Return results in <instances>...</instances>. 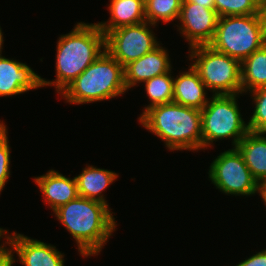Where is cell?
Here are the masks:
<instances>
[{
	"label": "cell",
	"instance_id": "cell-1",
	"mask_svg": "<svg viewBox=\"0 0 266 266\" xmlns=\"http://www.w3.org/2000/svg\"><path fill=\"white\" fill-rule=\"evenodd\" d=\"M108 205L78 196L54 211L56 219L76 241L83 257L98 255L116 231V220Z\"/></svg>",
	"mask_w": 266,
	"mask_h": 266
},
{
	"label": "cell",
	"instance_id": "cell-2",
	"mask_svg": "<svg viewBox=\"0 0 266 266\" xmlns=\"http://www.w3.org/2000/svg\"><path fill=\"white\" fill-rule=\"evenodd\" d=\"M56 47V79L41 81L42 87L54 86L60 94L106 50L105 34L97 23L77 22L69 33L58 38Z\"/></svg>",
	"mask_w": 266,
	"mask_h": 266
},
{
	"label": "cell",
	"instance_id": "cell-3",
	"mask_svg": "<svg viewBox=\"0 0 266 266\" xmlns=\"http://www.w3.org/2000/svg\"><path fill=\"white\" fill-rule=\"evenodd\" d=\"M171 151L202 150L201 110L170 102L148 109L139 119Z\"/></svg>",
	"mask_w": 266,
	"mask_h": 266
},
{
	"label": "cell",
	"instance_id": "cell-4",
	"mask_svg": "<svg viewBox=\"0 0 266 266\" xmlns=\"http://www.w3.org/2000/svg\"><path fill=\"white\" fill-rule=\"evenodd\" d=\"M124 67L106 50L59 95L69 104L104 101L123 95Z\"/></svg>",
	"mask_w": 266,
	"mask_h": 266
},
{
	"label": "cell",
	"instance_id": "cell-5",
	"mask_svg": "<svg viewBox=\"0 0 266 266\" xmlns=\"http://www.w3.org/2000/svg\"><path fill=\"white\" fill-rule=\"evenodd\" d=\"M266 44L264 14L219 17L212 49L240 62Z\"/></svg>",
	"mask_w": 266,
	"mask_h": 266
},
{
	"label": "cell",
	"instance_id": "cell-6",
	"mask_svg": "<svg viewBox=\"0 0 266 266\" xmlns=\"http://www.w3.org/2000/svg\"><path fill=\"white\" fill-rule=\"evenodd\" d=\"M240 95L222 94L209 98L201 110L202 150L211 148L214 141L227 138H231L232 147H236L249 132L237 103Z\"/></svg>",
	"mask_w": 266,
	"mask_h": 266
},
{
	"label": "cell",
	"instance_id": "cell-7",
	"mask_svg": "<svg viewBox=\"0 0 266 266\" xmlns=\"http://www.w3.org/2000/svg\"><path fill=\"white\" fill-rule=\"evenodd\" d=\"M188 55L190 64L212 95L242 94L240 61L209 45L191 47Z\"/></svg>",
	"mask_w": 266,
	"mask_h": 266
},
{
	"label": "cell",
	"instance_id": "cell-8",
	"mask_svg": "<svg viewBox=\"0 0 266 266\" xmlns=\"http://www.w3.org/2000/svg\"><path fill=\"white\" fill-rule=\"evenodd\" d=\"M208 178L216 189L227 195L260 194L261 186L254 179L236 147L221 152L210 164Z\"/></svg>",
	"mask_w": 266,
	"mask_h": 266
},
{
	"label": "cell",
	"instance_id": "cell-9",
	"mask_svg": "<svg viewBox=\"0 0 266 266\" xmlns=\"http://www.w3.org/2000/svg\"><path fill=\"white\" fill-rule=\"evenodd\" d=\"M145 21L137 25L122 26L105 35V49L123 67L161 45Z\"/></svg>",
	"mask_w": 266,
	"mask_h": 266
},
{
	"label": "cell",
	"instance_id": "cell-10",
	"mask_svg": "<svg viewBox=\"0 0 266 266\" xmlns=\"http://www.w3.org/2000/svg\"><path fill=\"white\" fill-rule=\"evenodd\" d=\"M218 18L215 9L182 0L177 29L188 41L189 48L208 45L214 37Z\"/></svg>",
	"mask_w": 266,
	"mask_h": 266
},
{
	"label": "cell",
	"instance_id": "cell-11",
	"mask_svg": "<svg viewBox=\"0 0 266 266\" xmlns=\"http://www.w3.org/2000/svg\"><path fill=\"white\" fill-rule=\"evenodd\" d=\"M8 234V235H7ZM0 238L18 256L16 262L24 266H65L64 255L56 246L32 239L24 234L12 232L0 227Z\"/></svg>",
	"mask_w": 266,
	"mask_h": 266
},
{
	"label": "cell",
	"instance_id": "cell-12",
	"mask_svg": "<svg viewBox=\"0 0 266 266\" xmlns=\"http://www.w3.org/2000/svg\"><path fill=\"white\" fill-rule=\"evenodd\" d=\"M41 76L26 63L0 56V97H10L42 87Z\"/></svg>",
	"mask_w": 266,
	"mask_h": 266
},
{
	"label": "cell",
	"instance_id": "cell-13",
	"mask_svg": "<svg viewBox=\"0 0 266 266\" xmlns=\"http://www.w3.org/2000/svg\"><path fill=\"white\" fill-rule=\"evenodd\" d=\"M167 49L162 46L130 62L124 67V84L128 90L144 83L148 79L172 71V65Z\"/></svg>",
	"mask_w": 266,
	"mask_h": 266
},
{
	"label": "cell",
	"instance_id": "cell-14",
	"mask_svg": "<svg viewBox=\"0 0 266 266\" xmlns=\"http://www.w3.org/2000/svg\"><path fill=\"white\" fill-rule=\"evenodd\" d=\"M33 179L42 192L44 204L47 203L53 212L79 196L75 177H66L58 170L51 169Z\"/></svg>",
	"mask_w": 266,
	"mask_h": 266
},
{
	"label": "cell",
	"instance_id": "cell-15",
	"mask_svg": "<svg viewBox=\"0 0 266 266\" xmlns=\"http://www.w3.org/2000/svg\"><path fill=\"white\" fill-rule=\"evenodd\" d=\"M206 94L207 88L191 64L187 71L174 77L173 102L202 110L209 100Z\"/></svg>",
	"mask_w": 266,
	"mask_h": 266
},
{
	"label": "cell",
	"instance_id": "cell-16",
	"mask_svg": "<svg viewBox=\"0 0 266 266\" xmlns=\"http://www.w3.org/2000/svg\"><path fill=\"white\" fill-rule=\"evenodd\" d=\"M236 148L258 184H266V133L249 131Z\"/></svg>",
	"mask_w": 266,
	"mask_h": 266
},
{
	"label": "cell",
	"instance_id": "cell-17",
	"mask_svg": "<svg viewBox=\"0 0 266 266\" xmlns=\"http://www.w3.org/2000/svg\"><path fill=\"white\" fill-rule=\"evenodd\" d=\"M107 9L110 15L109 21L97 23L105 35L116 28L146 21L143 0H110Z\"/></svg>",
	"mask_w": 266,
	"mask_h": 266
},
{
	"label": "cell",
	"instance_id": "cell-18",
	"mask_svg": "<svg viewBox=\"0 0 266 266\" xmlns=\"http://www.w3.org/2000/svg\"><path fill=\"white\" fill-rule=\"evenodd\" d=\"M118 175L116 172L108 169L87 165L78 176H75L78 195L109 206L103 191L116 181L119 177Z\"/></svg>",
	"mask_w": 266,
	"mask_h": 266
},
{
	"label": "cell",
	"instance_id": "cell-19",
	"mask_svg": "<svg viewBox=\"0 0 266 266\" xmlns=\"http://www.w3.org/2000/svg\"><path fill=\"white\" fill-rule=\"evenodd\" d=\"M266 86V44L241 62L242 94Z\"/></svg>",
	"mask_w": 266,
	"mask_h": 266
},
{
	"label": "cell",
	"instance_id": "cell-20",
	"mask_svg": "<svg viewBox=\"0 0 266 266\" xmlns=\"http://www.w3.org/2000/svg\"><path fill=\"white\" fill-rule=\"evenodd\" d=\"M171 73L170 71L144 82L145 93L150 103L147 106L145 105L138 119L151 107L173 102L174 77Z\"/></svg>",
	"mask_w": 266,
	"mask_h": 266
},
{
	"label": "cell",
	"instance_id": "cell-21",
	"mask_svg": "<svg viewBox=\"0 0 266 266\" xmlns=\"http://www.w3.org/2000/svg\"><path fill=\"white\" fill-rule=\"evenodd\" d=\"M182 0H147L145 1V18L150 24L178 20Z\"/></svg>",
	"mask_w": 266,
	"mask_h": 266
},
{
	"label": "cell",
	"instance_id": "cell-22",
	"mask_svg": "<svg viewBox=\"0 0 266 266\" xmlns=\"http://www.w3.org/2000/svg\"><path fill=\"white\" fill-rule=\"evenodd\" d=\"M214 3L219 17L263 14L260 0H214Z\"/></svg>",
	"mask_w": 266,
	"mask_h": 266
},
{
	"label": "cell",
	"instance_id": "cell-23",
	"mask_svg": "<svg viewBox=\"0 0 266 266\" xmlns=\"http://www.w3.org/2000/svg\"><path fill=\"white\" fill-rule=\"evenodd\" d=\"M252 104L255 107L249 118L248 127L250 132L266 133V86L250 91Z\"/></svg>",
	"mask_w": 266,
	"mask_h": 266
},
{
	"label": "cell",
	"instance_id": "cell-24",
	"mask_svg": "<svg viewBox=\"0 0 266 266\" xmlns=\"http://www.w3.org/2000/svg\"><path fill=\"white\" fill-rule=\"evenodd\" d=\"M7 126L0 120V194L10 177V145Z\"/></svg>",
	"mask_w": 266,
	"mask_h": 266
},
{
	"label": "cell",
	"instance_id": "cell-25",
	"mask_svg": "<svg viewBox=\"0 0 266 266\" xmlns=\"http://www.w3.org/2000/svg\"><path fill=\"white\" fill-rule=\"evenodd\" d=\"M235 266H266V249L256 252Z\"/></svg>",
	"mask_w": 266,
	"mask_h": 266
},
{
	"label": "cell",
	"instance_id": "cell-26",
	"mask_svg": "<svg viewBox=\"0 0 266 266\" xmlns=\"http://www.w3.org/2000/svg\"><path fill=\"white\" fill-rule=\"evenodd\" d=\"M13 256H15L14 252L10 249V247H7L6 243L3 241L0 245V266H13L16 261Z\"/></svg>",
	"mask_w": 266,
	"mask_h": 266
},
{
	"label": "cell",
	"instance_id": "cell-27",
	"mask_svg": "<svg viewBox=\"0 0 266 266\" xmlns=\"http://www.w3.org/2000/svg\"><path fill=\"white\" fill-rule=\"evenodd\" d=\"M191 3L199 4L209 9H215L214 0H187Z\"/></svg>",
	"mask_w": 266,
	"mask_h": 266
},
{
	"label": "cell",
	"instance_id": "cell-28",
	"mask_svg": "<svg viewBox=\"0 0 266 266\" xmlns=\"http://www.w3.org/2000/svg\"><path fill=\"white\" fill-rule=\"evenodd\" d=\"M259 196H261L262 201L264 202V205L266 206V184L261 186V191H260Z\"/></svg>",
	"mask_w": 266,
	"mask_h": 266
},
{
	"label": "cell",
	"instance_id": "cell-29",
	"mask_svg": "<svg viewBox=\"0 0 266 266\" xmlns=\"http://www.w3.org/2000/svg\"><path fill=\"white\" fill-rule=\"evenodd\" d=\"M3 32H2V29H1V26H0V56H2V49H3V43H4V40H3Z\"/></svg>",
	"mask_w": 266,
	"mask_h": 266
},
{
	"label": "cell",
	"instance_id": "cell-30",
	"mask_svg": "<svg viewBox=\"0 0 266 266\" xmlns=\"http://www.w3.org/2000/svg\"><path fill=\"white\" fill-rule=\"evenodd\" d=\"M263 14H264L265 24H266V3L263 4Z\"/></svg>",
	"mask_w": 266,
	"mask_h": 266
},
{
	"label": "cell",
	"instance_id": "cell-31",
	"mask_svg": "<svg viewBox=\"0 0 266 266\" xmlns=\"http://www.w3.org/2000/svg\"><path fill=\"white\" fill-rule=\"evenodd\" d=\"M263 4L266 3V0H260Z\"/></svg>",
	"mask_w": 266,
	"mask_h": 266
}]
</instances>
